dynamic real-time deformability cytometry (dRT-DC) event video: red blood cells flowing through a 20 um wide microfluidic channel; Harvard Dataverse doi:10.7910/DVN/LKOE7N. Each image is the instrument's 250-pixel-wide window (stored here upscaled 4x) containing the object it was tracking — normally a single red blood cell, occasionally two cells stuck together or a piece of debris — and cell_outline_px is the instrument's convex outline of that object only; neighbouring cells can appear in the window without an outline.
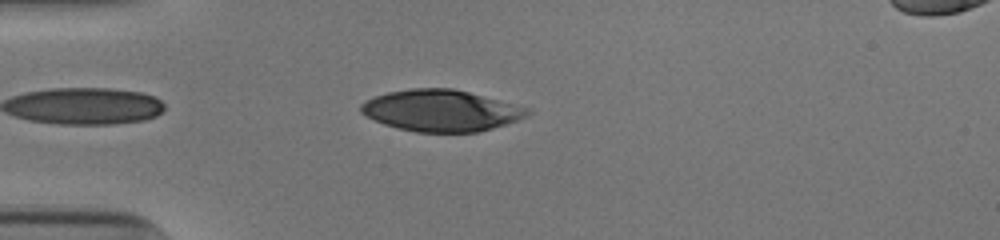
{"species": "human", "species_latin": "Homo sapiens", "temperature_condition": "cold", "stored_images_in_passage": 36, "camera_frame_rate_fps": 3000, "um_per_image_px": 0.085, "donor": {"sex": "male"}, "frame": {"image": 1, "passage_image": 1, "time_ms": 0.0, "image_size_px": [1000, 240], "cell_outline_px": [[528, 112], [524, 116], [516, 120], [492, 128], [476, 132], [416, 132], [384, 124], [360, 112], [360, 104], [376, 96], [388, 92], [412, 88], [452, 88], [468, 92], [528, 108]], "centroid_in_image_um": [37.44, 9.4], "position_along_channel_um": 47.6, "area_um2": 39.42}}
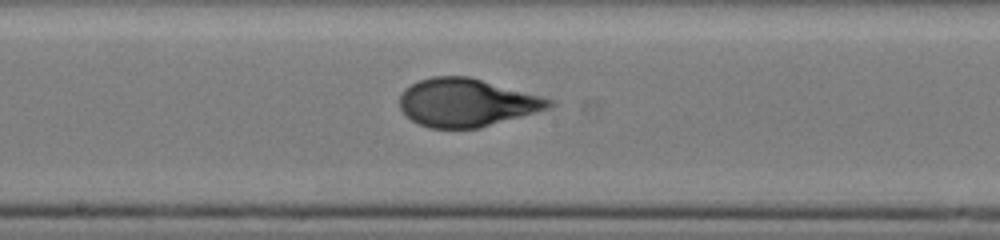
{"frame": {"image": 2, "passage_image": 15, "time_ms": 4.667, "image_size_px": [1000, 240], "cell_outline_px": [[552, 104], [548, 108], [480, 128], [428, 128], [412, 120], [400, 108], [400, 96], [404, 88], [420, 80], [432, 76], [468, 76], [552, 100]], "centroid_in_image_um": [39.59, 8.72], "position_along_channel_um": 208.6, "area_um2": 41.04}}
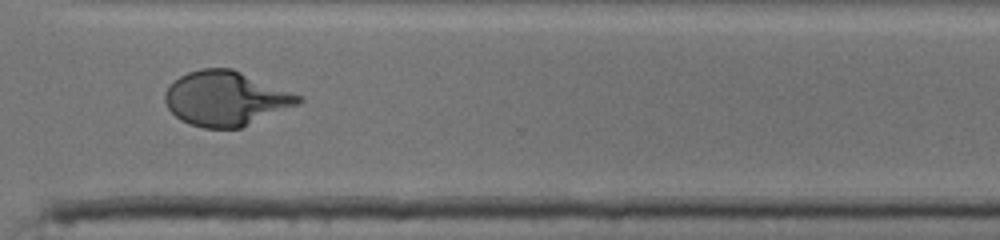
{"frame": {"image": 3, "passage_image": 26, "time_ms": 8.333, "image_size_px": [1000, 240], "cell_outline_px": [[304, 100], [300, 104], [240, 128], [204, 128], [188, 124], [180, 120], [168, 108], [164, 100], [164, 92], [180, 76], [188, 72], [204, 68], [232, 68], [304, 96]], "centroid_in_image_um": [19.22, 8.38], "position_along_channel_um": 351.4, "area_um2": 42.54}, "authors_computed_cell_mechanics": {"area_um2": 41.4715, "velocity_mm_per_s": 3.8919, "shape_relaxation_time_tau1_ms": 5.793, "shape_relaxation_time_tau2_ms": null, "deformation_change_tau1": 0.2428, "deformation_change_tau2": null}}